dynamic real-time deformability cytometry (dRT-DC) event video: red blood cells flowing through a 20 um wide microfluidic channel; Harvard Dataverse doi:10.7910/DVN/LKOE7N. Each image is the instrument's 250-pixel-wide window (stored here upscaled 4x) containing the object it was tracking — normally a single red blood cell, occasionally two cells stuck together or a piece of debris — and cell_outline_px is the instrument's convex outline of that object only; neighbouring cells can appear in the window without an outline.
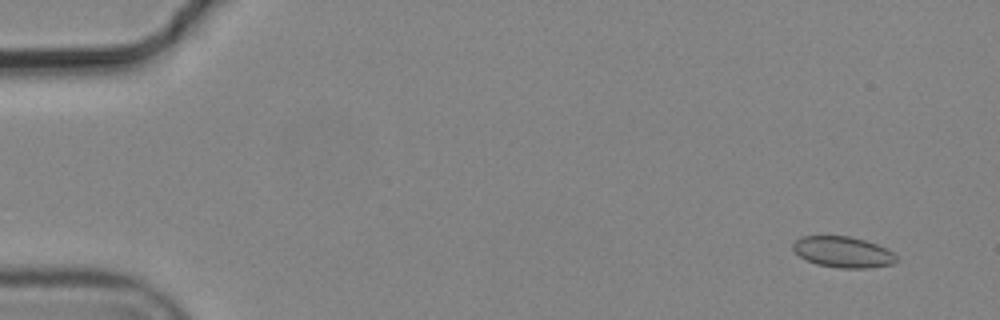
{"species": "common noctule bat (a hibernating species)", "species_latin": "Nyctalus noctula", "temperature_condition": "cold", "stored_images_in_passage": 5, "camera_frame_rate_fps": 3000, "um_per_image_px": 0.085, "animal": {"sex": "male", "body_mass_g": 19.2, "forearm_length_mm": 51.8}, "frame": {"image": 1, "passage_image": 1, "time_ms": 0.0, "image_size_px": [1000, 320], "cell_outline_px": [[900, 260], [892, 264], [868, 268], [840, 268], [816, 264], [800, 256], [792, 248], [792, 244], [796, 240], [804, 236], [848, 236], [864, 240], [876, 244], [892, 252]], "centroid_in_image_um": [71.66, 21.43], "position_along_channel_um": 13.3, "area_um2": 18.5}}
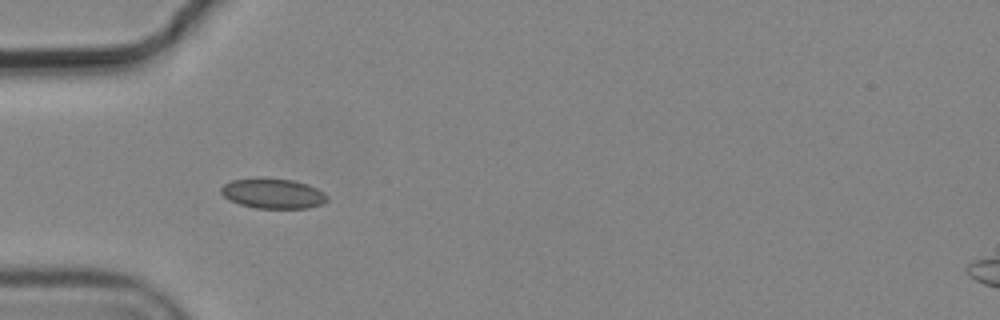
{"frame": {"image": 2, "passage_image": 4, "time_ms": 1.0, "image_size_px": [1000, 320], "cell_outline_px": [[328, 200], [320, 204], [308, 208], [256, 208], [240, 204], [228, 200], [220, 192], [220, 188], [224, 184], [232, 180], [260, 176], [292, 180], [308, 184], [324, 192], [328, 196]], "centroid_in_image_um": [23.17, 16.42], "position_along_channel_um": 61.8, "area_um2": 18.9}}
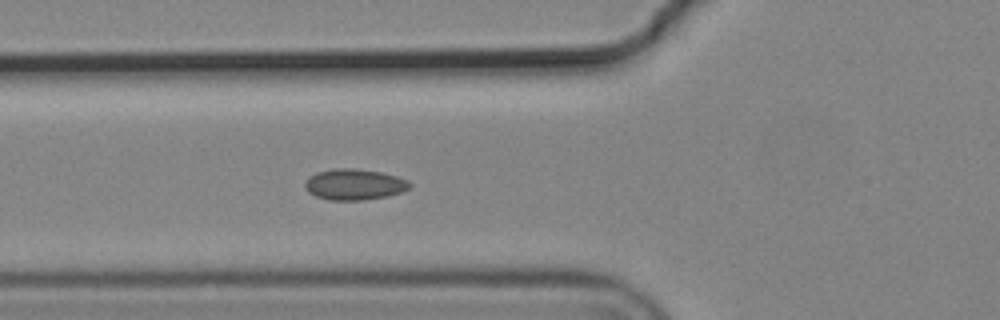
{"frame": {"image": 3, "passage_image": 5, "time_ms": 1.333, "image_size_px": [1000, 320], "cell_outline_px": [[412, 184], [408, 188], [400, 192], [388, 196], [360, 200], [328, 200], [316, 196], [308, 192], [304, 184], [308, 176], [316, 172], [332, 168], [356, 168], [380, 172], [396, 176], [408, 180]], "centroid_in_image_um": [30.08, 15.66], "position_along_channel_um": 95.7, "area_um2": 18.96}}